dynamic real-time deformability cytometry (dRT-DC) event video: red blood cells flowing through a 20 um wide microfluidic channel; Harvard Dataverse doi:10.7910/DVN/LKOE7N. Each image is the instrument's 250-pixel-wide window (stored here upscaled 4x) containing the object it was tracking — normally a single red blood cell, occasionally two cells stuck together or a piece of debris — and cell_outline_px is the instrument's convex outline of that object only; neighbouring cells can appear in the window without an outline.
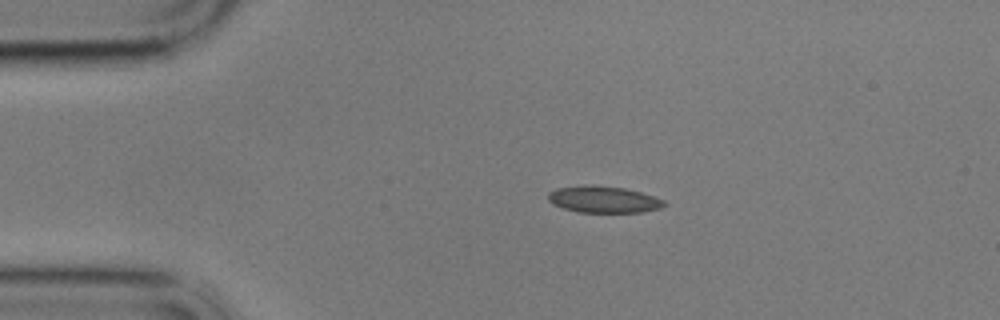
{"species": "common noctule bat (a hibernating species)", "species_latin": "Nyctalus noctula", "temperature_condition": "cold", "stored_images_in_passage": 28, "camera_frame_rate_fps": 3000, "um_per_image_px": 0.085, "animal": {"sex": "male", "body_mass_g": 17.9}, "frame": {"image": 1, "passage_image": 1, "time_ms": 0.0, "image_size_px": [1000, 320], "cell_outline_px": [[668, 204], [660, 208], [640, 212], [580, 212], [564, 208], [552, 204], [548, 200], [548, 192], [556, 188], [584, 184], [592, 184], [624, 188], [640, 192], [664, 200]], "centroid_in_image_um": [51.27, 16.94], "position_along_channel_um": 33.7, "area_um2": 18.09}}
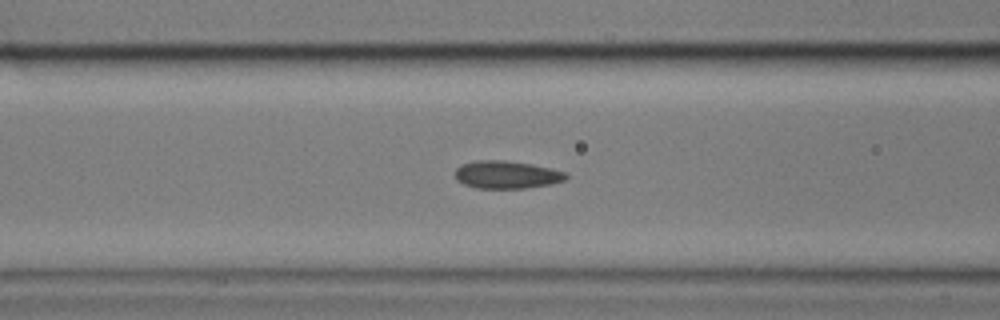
{"frame": {"image": 2, "passage_image": 12, "time_ms": 3.667, "image_size_px": [1000, 320], "cell_outline_px": [[568, 176], [564, 180], [552, 184], [524, 188], [476, 188], [464, 184], [456, 180], [452, 172], [460, 164], [476, 160], [504, 160], [532, 164], [552, 168], [564, 172]], "centroid_in_image_um": [43.01, 14.84], "position_along_channel_um": 123.6, "area_um2": 18.15}}
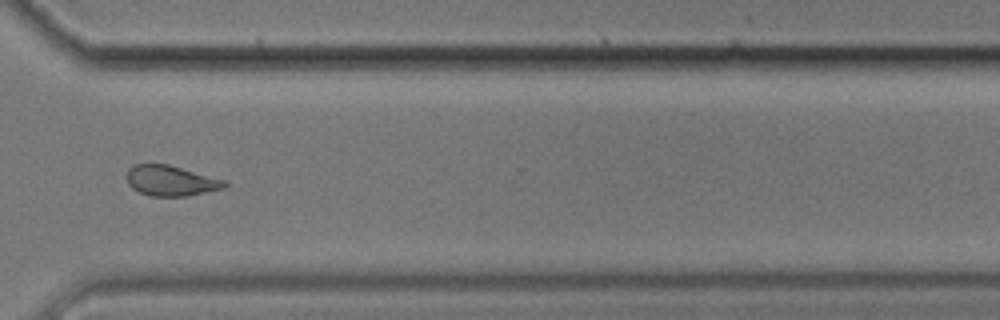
{"frame": {"image": 3, "passage_image": 24, "time_ms": 1677.0, "image_size_px": [1000, 320], "cell_outline_px": [[228, 184], [224, 188], [188, 196], [148, 196], [132, 188], [128, 184], [128, 168], [136, 164], [168, 164], [228, 180]], "centroid_in_image_um": [14.57, 15.36], "position_along_channel_um": 356.0, "area_um2": 17.46}, "authors_computed_cell_mechanics": {"area_um2": 18.3226, "velocity_mm_per_s": 3.4925, "shape_relaxation_time_tau1_ms": 3.54, "shape_relaxation_time_tau2_ms": 1.6526, "deformation_change_tau1": 0.0552, "deformation_change_tau2": 0.0711}}